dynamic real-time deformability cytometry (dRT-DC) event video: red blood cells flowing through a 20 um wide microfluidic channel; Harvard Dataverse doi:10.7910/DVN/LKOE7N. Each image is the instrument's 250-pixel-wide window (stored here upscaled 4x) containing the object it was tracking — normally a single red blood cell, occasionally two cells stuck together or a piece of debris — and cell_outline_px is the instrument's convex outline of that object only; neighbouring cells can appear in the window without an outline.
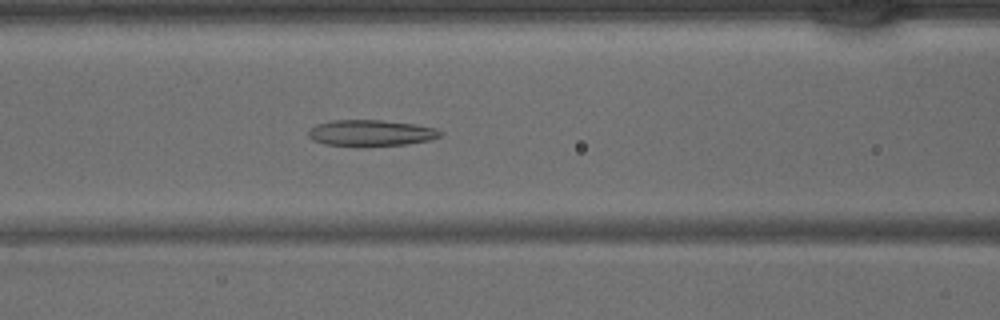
{"species": "common noctule bat (a hibernating species)", "species_latin": "Nyctalus noctula", "temperature_condition": "warm", "stored_images_in_passage": 37, "camera_frame_rate_fps": 3000, "um_per_image_px": 0.085, "animal": {"sex": "male", "body_mass_g": 15.6}, "frame": {"image": 1, "passage_image": 12, "time_ms": 3.667, "image_size_px": [1000, 320], "cell_outline_px": [[444, 132], [440, 136], [428, 140], [408, 144], [364, 148], [360, 148], [324, 144], [312, 140], [308, 136], [308, 132], [316, 124], [332, 120], [380, 120], [416, 124], [436, 128]], "centroid_in_image_um": [31.51, 11.33], "position_along_channel_um": 135.1, "area_um2": 20.75}}
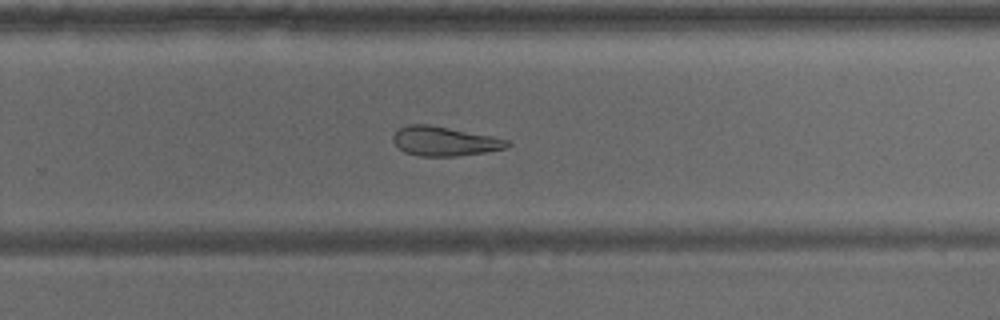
{"frame": {"image": 2, "passage_image": 22, "time_ms": 7.0, "image_size_px": [1000, 320], "cell_outline_px": [[512, 144], [508, 148], [484, 152], [456, 156], [420, 156], [404, 152], [392, 140], [392, 136], [400, 128], [408, 124], [428, 124], [492, 136], [508, 140]], "centroid_in_image_um": [37.79, 12.0], "position_along_channel_um": 292.0, "area_um2": 19.42}}
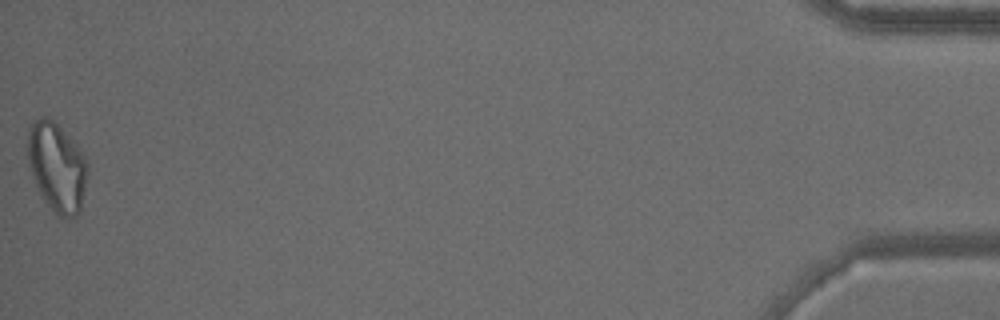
{"frame": {"image": 3, "passage_image": 37, "time_ms": 12.0, "image_size_px": [1000, 320], "cell_outline_px": [[88, 172], [80, 212], [76, 216], [60, 216], [40, 196], [28, 164], [24, 148], [28, 128], [40, 116], [44, 116], [52, 120], [60, 128], [80, 152], [88, 164]], "centroid_in_image_um": [4.77, 14.19], "position_along_channel_um": 430.4, "area_um2": 30.87}}